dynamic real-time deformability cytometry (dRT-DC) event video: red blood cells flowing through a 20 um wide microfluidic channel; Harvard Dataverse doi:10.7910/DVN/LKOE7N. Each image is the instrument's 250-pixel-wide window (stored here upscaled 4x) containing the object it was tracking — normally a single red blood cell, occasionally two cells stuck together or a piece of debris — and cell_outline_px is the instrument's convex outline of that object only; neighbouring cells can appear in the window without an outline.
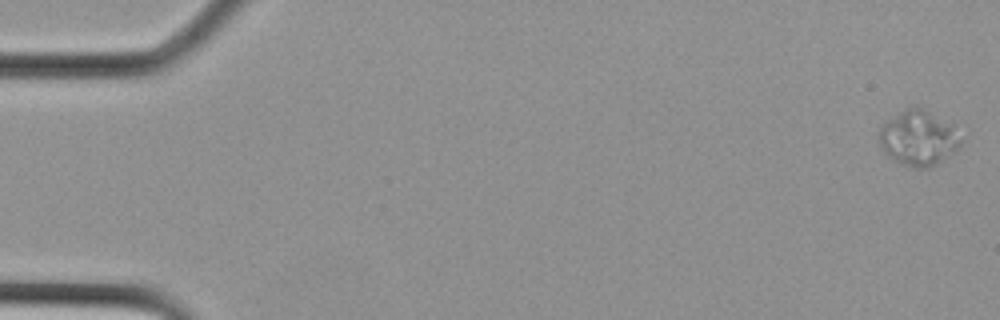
{"species": "Egyptian fruit bat (a non-hibernating species)", "species_latin": "Rousettus aegyptiacus", "temperature_condition": "cold", "stored_images_in_passage": 12, "camera_frame_rate_fps": 3000, "um_per_image_px": 0.085, "animal": {"sex": "female"}, "frame": {"image": 1, "passage_image": 1, "time_ms": 0.0, "image_size_px": [1000, 320], "cell_outline_px": [[960, 144], [956, 148], [936, 164], [928, 168], [916, 168], [904, 164], [888, 156], [880, 148], [876, 132], [888, 120], [904, 108], [916, 104], [952, 124], [960, 140]], "centroid_in_image_um": [77.99, 11.7], "position_along_channel_um": 7.0, "area_um2": 26.07}}
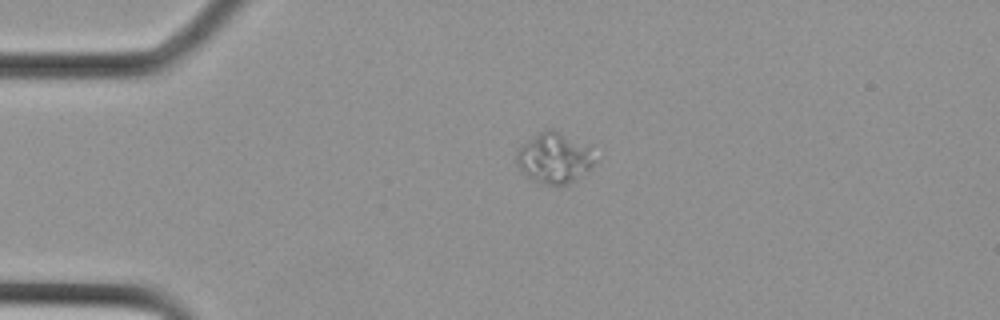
{"frame": {"image": 2, "passage_image": 7, "time_ms": 2.0, "image_size_px": [1000, 320], "cell_outline_px": [[596, 160], [576, 180], [568, 184], [544, 184], [532, 180], [516, 164], [516, 152], [528, 140], [540, 132], [548, 128], [552, 128], [588, 144]], "centroid_in_image_um": [47.12, 13.41], "position_along_channel_um": 37.9, "area_um2": 22.83}}
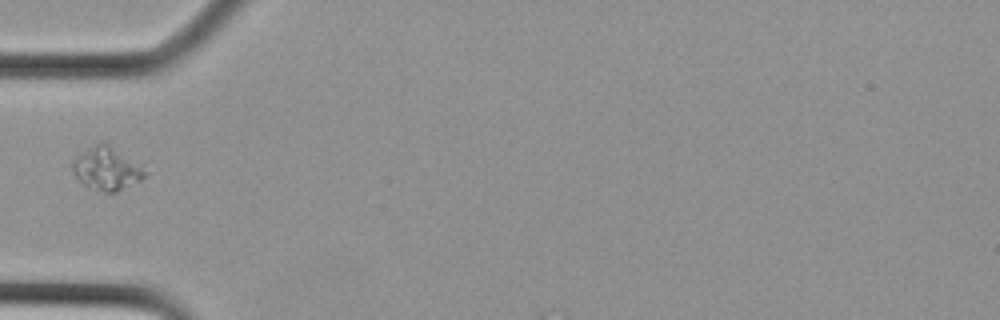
{"frame": {"image": 3, "passage_image": 10, "time_ms": 3.0, "image_size_px": [1000, 320], "cell_outline_px": [[148, 172], [140, 180], [116, 192], [104, 192], [84, 184], [72, 172], [72, 160], [92, 144], [100, 140], [104, 140]], "centroid_in_image_um": [9.03, 14.29], "position_along_channel_um": 76.0, "area_um2": 17.86}}